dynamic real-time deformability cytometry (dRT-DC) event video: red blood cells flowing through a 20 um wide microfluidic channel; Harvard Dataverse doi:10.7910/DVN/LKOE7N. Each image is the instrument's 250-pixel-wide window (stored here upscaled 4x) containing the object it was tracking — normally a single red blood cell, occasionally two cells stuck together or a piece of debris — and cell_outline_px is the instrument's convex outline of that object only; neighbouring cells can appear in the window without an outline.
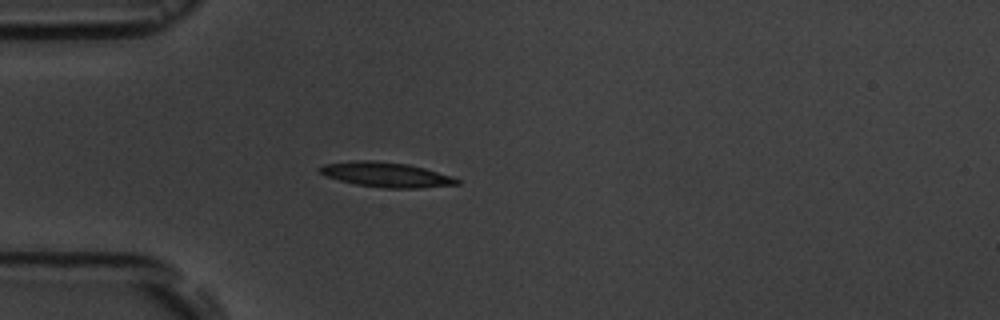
{"species": "common noctule bat (a hibernating species)", "species_latin": "Nyctalus noctula", "temperature_condition": "room temperature", "stored_images_in_passage": 4, "camera_frame_rate_fps": 3000, "um_per_image_px": 0.085, "animal": {"sex": "male", "body_mass_g": 19.5, "forearm_length_mm": 54.6}, "frame": {"image": 1, "passage_image": 4, "time_ms": 3.333, "image_size_px": [1000, 320], "cell_outline_px": [[460, 184], [420, 188], [384, 188], [356, 184], [324, 176], [316, 168], [324, 164], [352, 160], [376, 160], [408, 164], [424, 168], [452, 176], [460, 180]], "centroid_in_image_um": [32.8, 14.84], "position_along_channel_um": 52.2, "area_um2": 20.0}}